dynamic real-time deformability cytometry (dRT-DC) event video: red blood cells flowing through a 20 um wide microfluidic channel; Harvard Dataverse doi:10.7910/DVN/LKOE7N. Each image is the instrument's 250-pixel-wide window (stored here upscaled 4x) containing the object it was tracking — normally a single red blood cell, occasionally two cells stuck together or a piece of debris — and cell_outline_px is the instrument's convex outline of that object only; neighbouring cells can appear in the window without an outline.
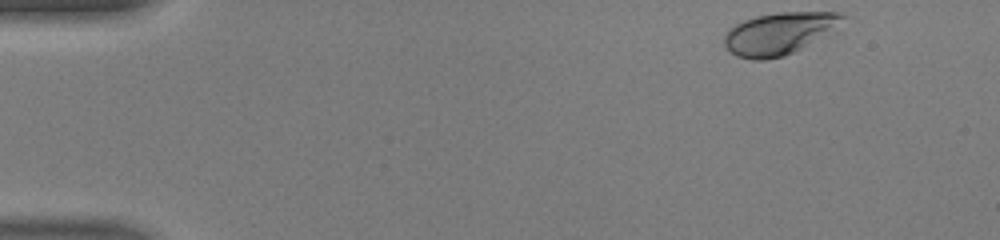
{"species": "human", "species_latin": "Homo sapiens", "temperature_condition": "warm", "stored_images_in_passage": 43, "camera_frame_rate_fps": 3000, "um_per_image_px": 0.085, "donor": {"sex": "male"}, "frame": {"image": 1, "passage_image": 1, "time_ms": 0.0, "image_size_px": [1000, 240], "cell_outline_px": [[848, 16], [840, 32], [784, 56], [764, 60], [752, 60], [736, 56], [724, 44], [724, 32], [736, 24], [744, 20], [756, 16], [776, 12], [840, 12]], "centroid_in_image_um": [66.39, 2.83], "position_along_channel_um": 18.6, "area_um2": 30.17}}
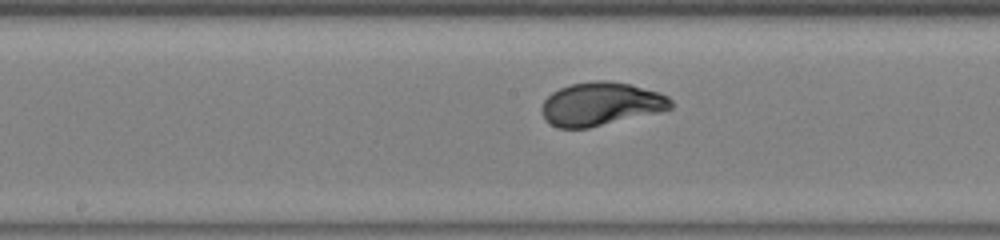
{"frame": {"image": 2, "passage_image": 21, "time_ms": 6.667, "image_size_px": [1000, 240], "cell_outline_px": [[672, 108], [660, 112], [588, 128], [556, 128], [544, 120], [540, 112], [540, 108], [544, 100], [552, 92], [568, 84], [592, 80], [608, 80], [632, 84], [660, 92], [668, 96], [672, 100]], "centroid_in_image_um": [51.05, 8.83], "position_along_channel_um": 197.1, "area_um2": 33.18}}
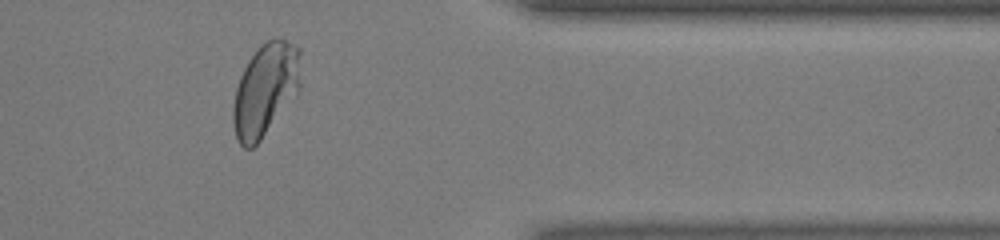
{"frame": {"image": 3, "passage_image": 35, "time_ms": 11.333, "image_size_px": [1000, 240], "cell_outline_px": [[300, 88], [296, 96], [260, 140], [252, 148], [244, 148], [240, 144], [236, 136], [232, 124], [232, 108], [236, 88], [240, 76], [248, 60], [256, 48], [268, 40], [276, 36], [300, 48]], "centroid_in_image_um": [22.55, 7.61], "position_along_channel_um": 388.9, "area_um2": 36.7}, "authors_computed_cell_mechanics": {"area_um2": 32.2524, "velocity_mm_per_s": 4.4505, "shape_relaxation_time_tau1_ms": 1.8842, "shape_relaxation_time_tau2_ms": null, "deformation_change_tau1": 0.1722, "deformation_change_tau2": null}}